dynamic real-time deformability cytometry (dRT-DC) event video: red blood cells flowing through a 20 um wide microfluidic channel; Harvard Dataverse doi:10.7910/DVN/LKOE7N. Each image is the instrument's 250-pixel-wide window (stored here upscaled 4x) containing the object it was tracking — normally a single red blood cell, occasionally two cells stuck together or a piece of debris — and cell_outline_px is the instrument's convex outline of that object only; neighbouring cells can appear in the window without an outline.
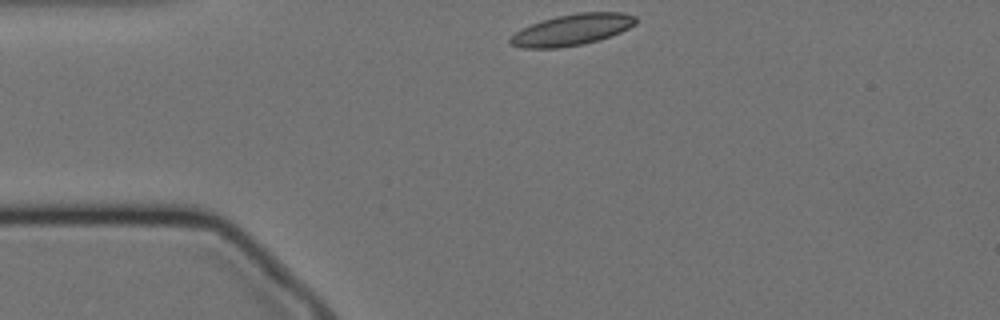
{"species": "Egyptian fruit bat (a non-hibernating species)", "species_latin": "Rousettus aegyptiacus", "temperature_condition": "cold", "stored_images_in_passage": 47, "camera_frame_rate_fps": 3000, "um_per_image_px": 0.085, "animal": {"sex": "female"}, "frame": {"image": 1, "passage_image": 1, "time_ms": 0.0, "image_size_px": [1000, 320], "cell_outline_px": [[636, 24], [620, 32], [584, 44], [560, 48], [524, 48], [508, 44], [508, 40], [516, 32], [532, 24], [556, 16], [576, 12], [624, 12], [636, 16]], "centroid_in_image_um": [48.63, 2.52], "position_along_channel_um": 36.4, "area_um2": 22.72}}
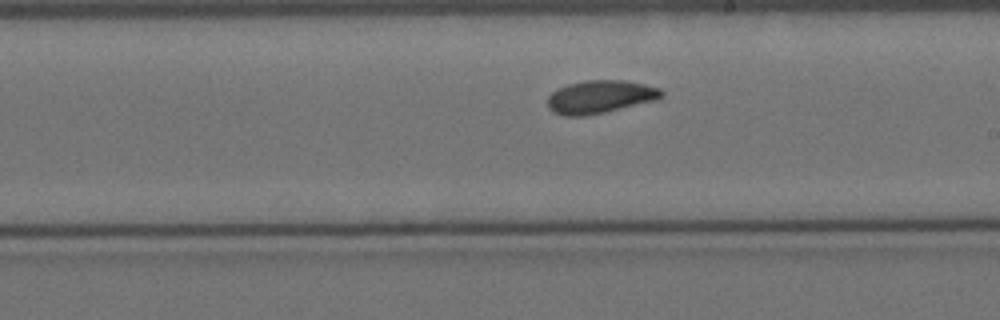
{"frame": {"image": 2, "passage_image": 21, "time_ms": 6.667, "image_size_px": [1000, 320], "cell_outline_px": [[664, 96], [656, 100], [588, 116], [564, 116], [552, 112], [548, 108], [548, 96], [556, 88], [568, 84], [588, 80], [624, 80], [644, 84], [660, 88], [664, 92]], "centroid_in_image_um": [51.0, 8.23], "position_along_channel_um": 238.0, "area_um2": 22.08}}
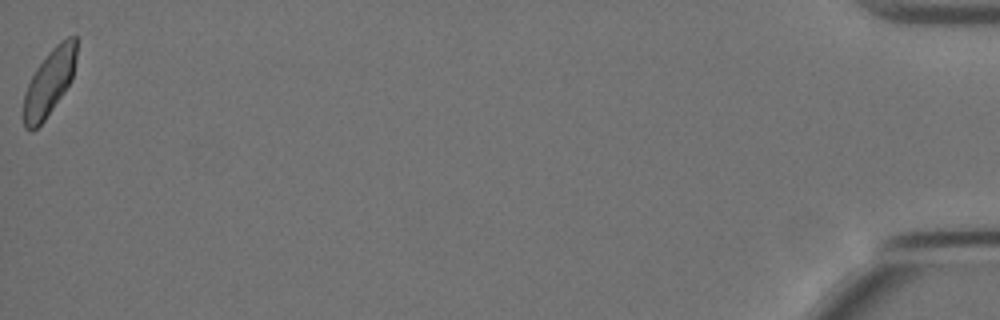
{"frame": {"image": 3, "passage_image": 47, "time_ms": 15.333, "image_size_px": [1000, 320], "cell_outline_px": [[76, 60], [72, 80], [64, 92], [44, 120], [32, 132], [28, 132], [24, 128], [24, 96], [28, 84], [36, 68], [52, 48], [60, 40], [68, 36], [76, 36]], "centroid_in_image_um": [4.2, 7.0], "position_along_channel_um": 431.0, "area_um2": 20.29}, "authors_computed_cell_mechanics": {"area_um2": 21.4438, "velocity_mm_per_s": 3.4543, "shape_relaxation_time_tau1_ms": 6.3426, "shape_relaxation_time_tau2_ms": 3.5646, "deformation_change_tau1": 0.1203, "deformation_change_tau2": 0.077}}